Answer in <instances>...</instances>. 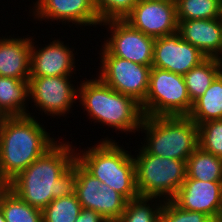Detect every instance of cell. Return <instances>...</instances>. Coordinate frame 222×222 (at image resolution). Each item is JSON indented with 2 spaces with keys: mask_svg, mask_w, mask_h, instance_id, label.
<instances>
[{
  "mask_svg": "<svg viewBox=\"0 0 222 222\" xmlns=\"http://www.w3.org/2000/svg\"><path fill=\"white\" fill-rule=\"evenodd\" d=\"M58 141L12 179L7 187L32 207L43 210L53 199L75 193L76 149Z\"/></svg>",
  "mask_w": 222,
  "mask_h": 222,
  "instance_id": "6da1fadb",
  "label": "cell"
},
{
  "mask_svg": "<svg viewBox=\"0 0 222 222\" xmlns=\"http://www.w3.org/2000/svg\"><path fill=\"white\" fill-rule=\"evenodd\" d=\"M34 115L5 117L0 126V178L8 184L60 138L50 136ZM55 137V138H54Z\"/></svg>",
  "mask_w": 222,
  "mask_h": 222,
  "instance_id": "7a4b0ae2",
  "label": "cell"
},
{
  "mask_svg": "<svg viewBox=\"0 0 222 222\" xmlns=\"http://www.w3.org/2000/svg\"><path fill=\"white\" fill-rule=\"evenodd\" d=\"M80 80L78 85L79 106L87 112L88 119H92L101 126L133 134L139 132L144 114L141 105L133 97L115 91L105 84L98 76ZM121 131V132H119Z\"/></svg>",
  "mask_w": 222,
  "mask_h": 222,
  "instance_id": "3957f363",
  "label": "cell"
},
{
  "mask_svg": "<svg viewBox=\"0 0 222 222\" xmlns=\"http://www.w3.org/2000/svg\"><path fill=\"white\" fill-rule=\"evenodd\" d=\"M112 138H101L95 145L81 150L76 160L94 177L122 194L128 201L138 198L134 156ZM130 153V154H129Z\"/></svg>",
  "mask_w": 222,
  "mask_h": 222,
  "instance_id": "277c9868",
  "label": "cell"
},
{
  "mask_svg": "<svg viewBox=\"0 0 222 222\" xmlns=\"http://www.w3.org/2000/svg\"><path fill=\"white\" fill-rule=\"evenodd\" d=\"M140 131L146 134L140 146L155 156L187 161L199 147L198 125L188 116H144Z\"/></svg>",
  "mask_w": 222,
  "mask_h": 222,
  "instance_id": "5b68a950",
  "label": "cell"
},
{
  "mask_svg": "<svg viewBox=\"0 0 222 222\" xmlns=\"http://www.w3.org/2000/svg\"><path fill=\"white\" fill-rule=\"evenodd\" d=\"M136 149L133 156L139 196L172 200L186 179V161L155 156L141 146Z\"/></svg>",
  "mask_w": 222,
  "mask_h": 222,
  "instance_id": "8992f818",
  "label": "cell"
},
{
  "mask_svg": "<svg viewBox=\"0 0 222 222\" xmlns=\"http://www.w3.org/2000/svg\"><path fill=\"white\" fill-rule=\"evenodd\" d=\"M140 105L148 117L188 116L193 103L182 75L151 67L148 92Z\"/></svg>",
  "mask_w": 222,
  "mask_h": 222,
  "instance_id": "52a82bcc",
  "label": "cell"
},
{
  "mask_svg": "<svg viewBox=\"0 0 222 222\" xmlns=\"http://www.w3.org/2000/svg\"><path fill=\"white\" fill-rule=\"evenodd\" d=\"M100 49L98 54L101 60L97 76L115 91L133 97L141 104L148 92L152 66L112 56L103 47Z\"/></svg>",
  "mask_w": 222,
  "mask_h": 222,
  "instance_id": "ba28073f",
  "label": "cell"
},
{
  "mask_svg": "<svg viewBox=\"0 0 222 222\" xmlns=\"http://www.w3.org/2000/svg\"><path fill=\"white\" fill-rule=\"evenodd\" d=\"M72 76L29 77V100L34 102L33 108L36 106L38 111L53 118L72 113L73 103L78 100V84L76 87L72 83Z\"/></svg>",
  "mask_w": 222,
  "mask_h": 222,
  "instance_id": "9c48e42d",
  "label": "cell"
},
{
  "mask_svg": "<svg viewBox=\"0 0 222 222\" xmlns=\"http://www.w3.org/2000/svg\"><path fill=\"white\" fill-rule=\"evenodd\" d=\"M75 194L83 208L96 211L107 222H118L128 201L91 175L77 160Z\"/></svg>",
  "mask_w": 222,
  "mask_h": 222,
  "instance_id": "30bf717a",
  "label": "cell"
},
{
  "mask_svg": "<svg viewBox=\"0 0 222 222\" xmlns=\"http://www.w3.org/2000/svg\"><path fill=\"white\" fill-rule=\"evenodd\" d=\"M110 34L101 46L112 56L151 66L155 38L131 27L124 20H108L100 24Z\"/></svg>",
  "mask_w": 222,
  "mask_h": 222,
  "instance_id": "8fae6325",
  "label": "cell"
},
{
  "mask_svg": "<svg viewBox=\"0 0 222 222\" xmlns=\"http://www.w3.org/2000/svg\"><path fill=\"white\" fill-rule=\"evenodd\" d=\"M33 2V8L29 10V13L34 16L35 21L62 22V25L66 23H72L71 26L76 25L78 27L91 26L100 27V20L96 13L94 0H35ZM80 25V26H79ZM93 25V26H92ZM98 25V26H97Z\"/></svg>",
  "mask_w": 222,
  "mask_h": 222,
  "instance_id": "7c38bea8",
  "label": "cell"
},
{
  "mask_svg": "<svg viewBox=\"0 0 222 222\" xmlns=\"http://www.w3.org/2000/svg\"><path fill=\"white\" fill-rule=\"evenodd\" d=\"M124 21L134 29L154 38L178 31L176 4L170 2L138 0Z\"/></svg>",
  "mask_w": 222,
  "mask_h": 222,
  "instance_id": "4fadbf2b",
  "label": "cell"
},
{
  "mask_svg": "<svg viewBox=\"0 0 222 222\" xmlns=\"http://www.w3.org/2000/svg\"><path fill=\"white\" fill-rule=\"evenodd\" d=\"M208 57L197 47L174 34L155 38L152 67L184 76Z\"/></svg>",
  "mask_w": 222,
  "mask_h": 222,
  "instance_id": "5bb4252c",
  "label": "cell"
},
{
  "mask_svg": "<svg viewBox=\"0 0 222 222\" xmlns=\"http://www.w3.org/2000/svg\"><path fill=\"white\" fill-rule=\"evenodd\" d=\"M31 39L30 77H51L73 75L76 71L74 48L64 44L60 38L50 41L44 47L35 45ZM37 46V47H36ZM73 48V49H72Z\"/></svg>",
  "mask_w": 222,
  "mask_h": 222,
  "instance_id": "9a60e30c",
  "label": "cell"
},
{
  "mask_svg": "<svg viewBox=\"0 0 222 222\" xmlns=\"http://www.w3.org/2000/svg\"><path fill=\"white\" fill-rule=\"evenodd\" d=\"M172 201L183 210L202 212L214 221L222 203V182L200 181L186 176Z\"/></svg>",
  "mask_w": 222,
  "mask_h": 222,
  "instance_id": "2e32d148",
  "label": "cell"
},
{
  "mask_svg": "<svg viewBox=\"0 0 222 222\" xmlns=\"http://www.w3.org/2000/svg\"><path fill=\"white\" fill-rule=\"evenodd\" d=\"M177 32L208 58L222 59V17L178 21Z\"/></svg>",
  "mask_w": 222,
  "mask_h": 222,
  "instance_id": "e0dca14e",
  "label": "cell"
},
{
  "mask_svg": "<svg viewBox=\"0 0 222 222\" xmlns=\"http://www.w3.org/2000/svg\"><path fill=\"white\" fill-rule=\"evenodd\" d=\"M28 36L0 37V76L29 79L32 37Z\"/></svg>",
  "mask_w": 222,
  "mask_h": 222,
  "instance_id": "ac0fdd59",
  "label": "cell"
},
{
  "mask_svg": "<svg viewBox=\"0 0 222 222\" xmlns=\"http://www.w3.org/2000/svg\"><path fill=\"white\" fill-rule=\"evenodd\" d=\"M28 101V80L0 76V112L4 117L31 116L33 113L29 112Z\"/></svg>",
  "mask_w": 222,
  "mask_h": 222,
  "instance_id": "d6986e66",
  "label": "cell"
},
{
  "mask_svg": "<svg viewBox=\"0 0 222 222\" xmlns=\"http://www.w3.org/2000/svg\"><path fill=\"white\" fill-rule=\"evenodd\" d=\"M188 117L197 125L210 120L222 119V72L204 94L193 102Z\"/></svg>",
  "mask_w": 222,
  "mask_h": 222,
  "instance_id": "ffe728a7",
  "label": "cell"
},
{
  "mask_svg": "<svg viewBox=\"0 0 222 222\" xmlns=\"http://www.w3.org/2000/svg\"><path fill=\"white\" fill-rule=\"evenodd\" d=\"M221 72L222 59L207 58L183 76L192 103L204 94Z\"/></svg>",
  "mask_w": 222,
  "mask_h": 222,
  "instance_id": "44dd1931",
  "label": "cell"
},
{
  "mask_svg": "<svg viewBox=\"0 0 222 222\" xmlns=\"http://www.w3.org/2000/svg\"><path fill=\"white\" fill-rule=\"evenodd\" d=\"M186 176L200 181L222 182V158L198 147L186 161Z\"/></svg>",
  "mask_w": 222,
  "mask_h": 222,
  "instance_id": "7402d4cb",
  "label": "cell"
},
{
  "mask_svg": "<svg viewBox=\"0 0 222 222\" xmlns=\"http://www.w3.org/2000/svg\"><path fill=\"white\" fill-rule=\"evenodd\" d=\"M0 207L6 222H43L42 210L24 202L8 187L0 193Z\"/></svg>",
  "mask_w": 222,
  "mask_h": 222,
  "instance_id": "603a6c76",
  "label": "cell"
},
{
  "mask_svg": "<svg viewBox=\"0 0 222 222\" xmlns=\"http://www.w3.org/2000/svg\"><path fill=\"white\" fill-rule=\"evenodd\" d=\"M163 204L160 198L139 196L127 201L118 222H157Z\"/></svg>",
  "mask_w": 222,
  "mask_h": 222,
  "instance_id": "cb8c5ba5",
  "label": "cell"
},
{
  "mask_svg": "<svg viewBox=\"0 0 222 222\" xmlns=\"http://www.w3.org/2000/svg\"><path fill=\"white\" fill-rule=\"evenodd\" d=\"M178 21L222 17V0H177Z\"/></svg>",
  "mask_w": 222,
  "mask_h": 222,
  "instance_id": "d4e9b609",
  "label": "cell"
},
{
  "mask_svg": "<svg viewBox=\"0 0 222 222\" xmlns=\"http://www.w3.org/2000/svg\"><path fill=\"white\" fill-rule=\"evenodd\" d=\"M82 206L74 193L53 199L43 210V222H75Z\"/></svg>",
  "mask_w": 222,
  "mask_h": 222,
  "instance_id": "484cf974",
  "label": "cell"
},
{
  "mask_svg": "<svg viewBox=\"0 0 222 222\" xmlns=\"http://www.w3.org/2000/svg\"><path fill=\"white\" fill-rule=\"evenodd\" d=\"M198 141L201 149L222 158V119L199 124Z\"/></svg>",
  "mask_w": 222,
  "mask_h": 222,
  "instance_id": "4316f807",
  "label": "cell"
},
{
  "mask_svg": "<svg viewBox=\"0 0 222 222\" xmlns=\"http://www.w3.org/2000/svg\"><path fill=\"white\" fill-rule=\"evenodd\" d=\"M138 0H94L96 13L101 23L108 20H124Z\"/></svg>",
  "mask_w": 222,
  "mask_h": 222,
  "instance_id": "83f0119b",
  "label": "cell"
},
{
  "mask_svg": "<svg viewBox=\"0 0 222 222\" xmlns=\"http://www.w3.org/2000/svg\"><path fill=\"white\" fill-rule=\"evenodd\" d=\"M157 222H214L202 212L183 210L172 200L164 201Z\"/></svg>",
  "mask_w": 222,
  "mask_h": 222,
  "instance_id": "f1b7e54d",
  "label": "cell"
},
{
  "mask_svg": "<svg viewBox=\"0 0 222 222\" xmlns=\"http://www.w3.org/2000/svg\"><path fill=\"white\" fill-rule=\"evenodd\" d=\"M75 222H107L99 213L91 209L83 208Z\"/></svg>",
  "mask_w": 222,
  "mask_h": 222,
  "instance_id": "f546056e",
  "label": "cell"
},
{
  "mask_svg": "<svg viewBox=\"0 0 222 222\" xmlns=\"http://www.w3.org/2000/svg\"><path fill=\"white\" fill-rule=\"evenodd\" d=\"M214 222H222V203L220 205L218 215L215 218Z\"/></svg>",
  "mask_w": 222,
  "mask_h": 222,
  "instance_id": "4dcf8cb0",
  "label": "cell"
},
{
  "mask_svg": "<svg viewBox=\"0 0 222 222\" xmlns=\"http://www.w3.org/2000/svg\"><path fill=\"white\" fill-rule=\"evenodd\" d=\"M7 187V184L0 178V193Z\"/></svg>",
  "mask_w": 222,
  "mask_h": 222,
  "instance_id": "1f68e13d",
  "label": "cell"
},
{
  "mask_svg": "<svg viewBox=\"0 0 222 222\" xmlns=\"http://www.w3.org/2000/svg\"><path fill=\"white\" fill-rule=\"evenodd\" d=\"M0 222H6L5 217H4V213L0 207Z\"/></svg>",
  "mask_w": 222,
  "mask_h": 222,
  "instance_id": "d6a6232c",
  "label": "cell"
},
{
  "mask_svg": "<svg viewBox=\"0 0 222 222\" xmlns=\"http://www.w3.org/2000/svg\"><path fill=\"white\" fill-rule=\"evenodd\" d=\"M153 1H163V2H170L176 4L177 0H153Z\"/></svg>",
  "mask_w": 222,
  "mask_h": 222,
  "instance_id": "836d02e7",
  "label": "cell"
},
{
  "mask_svg": "<svg viewBox=\"0 0 222 222\" xmlns=\"http://www.w3.org/2000/svg\"><path fill=\"white\" fill-rule=\"evenodd\" d=\"M4 118H5L4 115L0 112V126H1L2 121H3Z\"/></svg>",
  "mask_w": 222,
  "mask_h": 222,
  "instance_id": "e575fe53",
  "label": "cell"
}]
</instances>
